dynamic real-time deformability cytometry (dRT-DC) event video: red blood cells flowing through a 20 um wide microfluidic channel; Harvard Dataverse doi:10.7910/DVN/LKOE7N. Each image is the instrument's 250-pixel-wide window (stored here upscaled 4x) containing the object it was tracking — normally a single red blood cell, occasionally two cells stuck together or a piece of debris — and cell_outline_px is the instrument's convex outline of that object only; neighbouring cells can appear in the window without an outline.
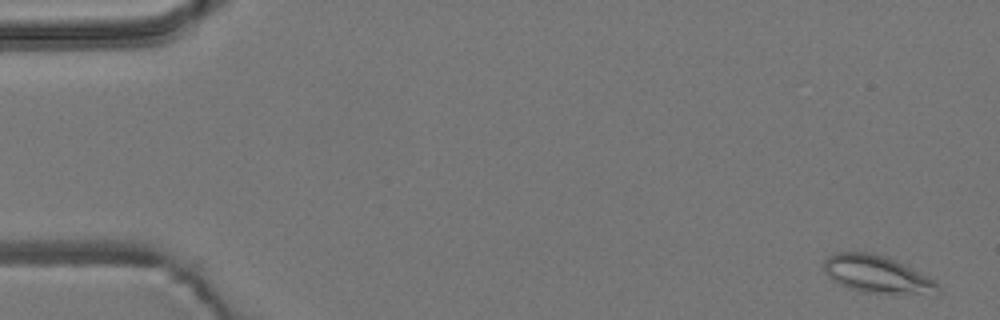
{"species": "common noctule bat (a hibernating species)", "species_latin": "Nyctalus noctula", "temperature_condition": "room temperature", "stored_images_in_passage": 19, "camera_frame_rate_fps": 3000, "um_per_image_px": 0.085, "animal": {"sex": "male", "body_mass_g": 19.2, "forearm_length_mm": 51.8}, "frame": {"image": 1, "passage_image": 3, "time_ms": 0.667, "image_size_px": [1000, 320], "cell_outline_px": [[940, 292], [936, 296], [860, 292], [848, 288], [832, 280], [824, 272], [824, 260], [828, 256], [836, 252], [872, 252], [896, 260], [936, 280], [940, 284]], "centroid_in_image_um": [74.63, 23.35], "position_along_channel_um": 10.4, "area_um2": 25.61}}